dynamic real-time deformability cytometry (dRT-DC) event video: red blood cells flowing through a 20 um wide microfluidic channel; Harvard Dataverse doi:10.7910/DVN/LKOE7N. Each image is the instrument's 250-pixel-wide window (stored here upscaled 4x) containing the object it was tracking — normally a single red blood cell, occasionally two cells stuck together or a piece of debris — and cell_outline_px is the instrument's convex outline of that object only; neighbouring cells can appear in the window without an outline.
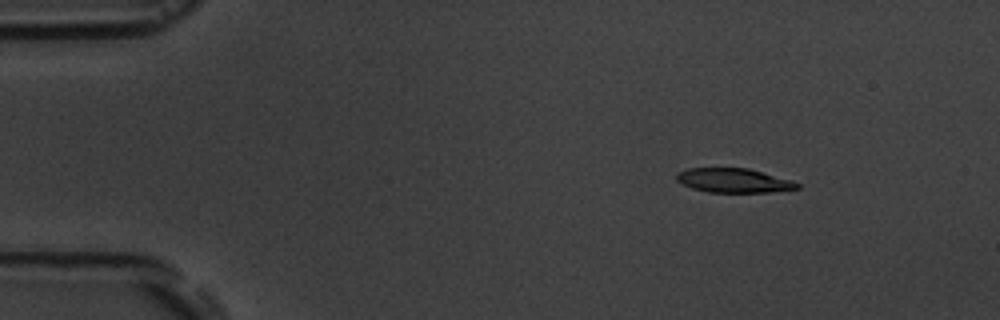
{"species": "common noctule bat (a hibernating species)", "species_latin": "Nyctalus noctula", "temperature_condition": "room temperature", "stored_images_in_passage": 6, "segment_of_instrument_passage": [2, 2], "camera_frame_rate_fps": 3000, "um_per_image_px": 0.085, "animal": {"sex": "male", "body_mass_g": 19.5, "forearm_length_mm": 54.6}, "frame": {"image": 1, "passage_image": 6, "time_ms": 6.333, "image_size_px": [1000, 320], "cell_outline_px": [[800, 188], [772, 192], [708, 192], [692, 188], [676, 180], [676, 172], [688, 168], [748, 168], [792, 180], [800, 184]], "centroid_in_image_um": [62.37, 15.34], "position_along_channel_um": 22.6, "area_um2": 17.05}}